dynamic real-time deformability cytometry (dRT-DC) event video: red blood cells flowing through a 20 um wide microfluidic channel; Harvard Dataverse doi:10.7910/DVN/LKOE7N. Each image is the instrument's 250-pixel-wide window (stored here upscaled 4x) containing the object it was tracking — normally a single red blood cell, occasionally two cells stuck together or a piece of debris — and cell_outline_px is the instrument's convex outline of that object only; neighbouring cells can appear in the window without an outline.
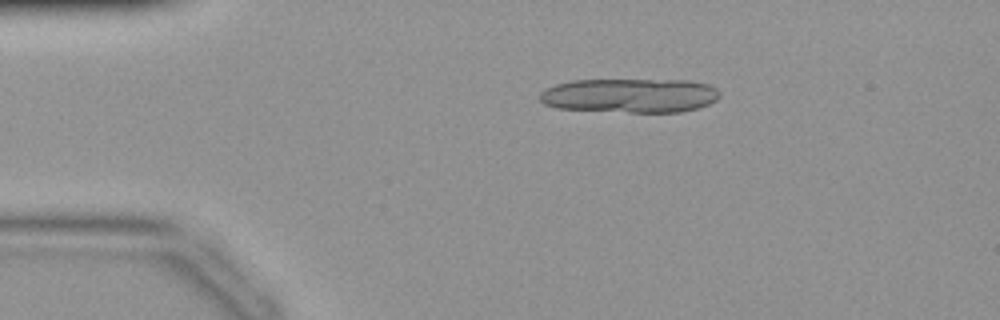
{"species": "common noctule bat (a hibernating species)", "species_latin": "Nyctalus noctula", "temperature_condition": "warm", "stored_images_in_passage": 14, "camera_frame_rate_fps": 3000, "um_per_image_px": 0.085, "animal": {"sex": "female", "body_mass_g": 19.9}, "frame": {"image": 1, "passage_image": 8, "time_ms": 2.333, "image_size_px": [1000, 320], "cell_outline_px": [[720, 96], [716, 100], [708, 104], [696, 108], [680, 112], [628, 112], [556, 108], [544, 104], [540, 100], [540, 92], [544, 88], [556, 84], [572, 80], [692, 80], [708, 84], [716, 88], [720, 92]], "centroid_in_image_um": [53.54, 8.11], "position_along_channel_um": 31.5, "area_um2": 36.13}}